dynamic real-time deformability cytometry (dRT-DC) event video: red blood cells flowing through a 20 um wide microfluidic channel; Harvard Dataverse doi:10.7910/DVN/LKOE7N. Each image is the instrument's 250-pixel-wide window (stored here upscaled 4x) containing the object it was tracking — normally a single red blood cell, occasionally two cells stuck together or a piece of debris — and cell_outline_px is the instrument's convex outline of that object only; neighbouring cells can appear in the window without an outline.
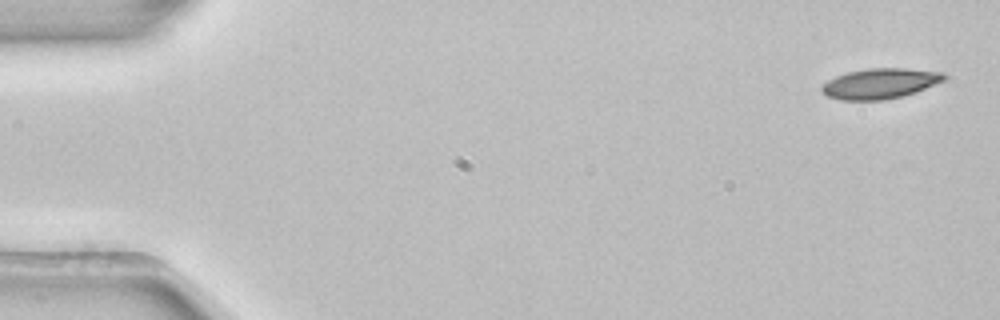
{"species": "common noctule bat (a hibernating species)", "species_latin": "Nyctalus noctula", "temperature_condition": "room temperature", "stored_images_in_passage": 5, "camera_frame_rate_fps": 3000, "um_per_image_px": 0.085, "animal": {"sex": "female", "body_mass_g": 22.7, "forearm_length_mm": 54.2}, "frame": {"image": 1, "passage_image": 1, "time_ms": 0.0, "image_size_px": [1000, 320], "cell_outline_px": [[948, 76], [944, 80], [916, 92], [904, 96], [884, 100], [840, 100], [828, 96], [820, 88], [828, 80], [836, 76], [848, 72], [868, 68], [904, 68], [944, 72]], "centroid_in_image_um": [74.84, 7.1], "position_along_channel_um": 10.2, "area_um2": 21.62}}
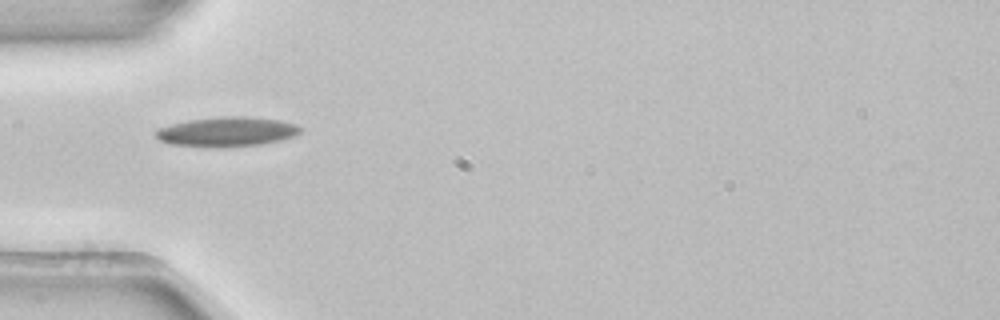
{"frame": {"image": 2, "passage_image": 4, "time_ms": 1.0, "image_size_px": [1000, 320], "cell_outline_px": [[300, 132], [292, 136], [280, 140], [260, 144], [220, 148], [208, 148], [168, 144], [160, 140], [156, 136], [156, 128], [188, 120], [220, 116], [248, 116], [280, 120], [296, 124], [300, 128]], "centroid_in_image_um": [19.23, 11.2], "position_along_channel_um": 65.8, "area_um2": 25.2}}